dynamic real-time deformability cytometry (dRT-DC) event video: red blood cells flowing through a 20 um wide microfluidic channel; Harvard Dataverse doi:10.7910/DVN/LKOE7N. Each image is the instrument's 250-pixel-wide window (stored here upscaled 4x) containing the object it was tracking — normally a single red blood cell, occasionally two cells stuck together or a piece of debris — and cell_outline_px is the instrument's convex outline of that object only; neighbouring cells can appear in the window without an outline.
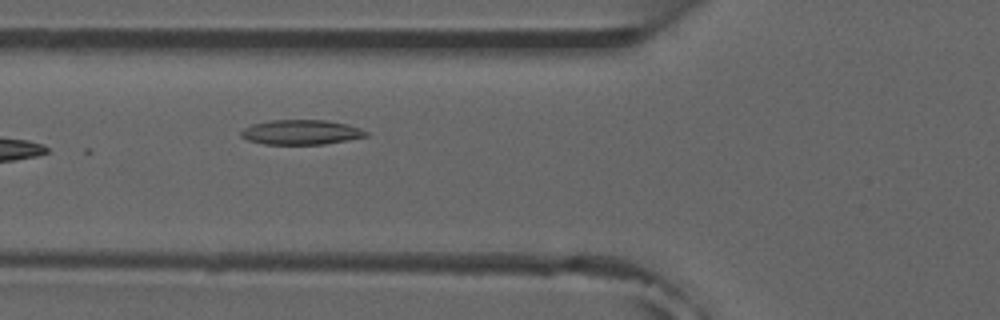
{"species": "common noctule bat (a hibernating species)", "species_latin": "Nyctalus noctula", "temperature_condition": "room temperature", "stored_images_in_passage": 4, "camera_frame_rate_fps": 3000, "um_per_image_px": 0.085, "animal": {"sex": "male", "forearm_length_mm": 52.5}, "frame": {"image": 1, "passage_image": 4, "time_ms": 3.667, "image_size_px": [1000, 320], "cell_outline_px": [[368, 136], [348, 140], [324, 144], [264, 144], [248, 140], [240, 136], [240, 132], [244, 128], [252, 124], [272, 120], [324, 120], [348, 124], [360, 128], [368, 132]], "centroid_in_image_um": [25.6, 11.24], "position_along_channel_um": 100.2, "area_um2": 18.03}}